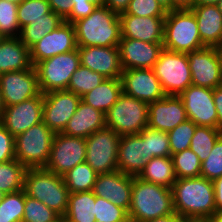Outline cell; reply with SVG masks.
Masks as SVG:
<instances>
[{"label":"cell","mask_w":222,"mask_h":222,"mask_svg":"<svg viewBox=\"0 0 222 222\" xmlns=\"http://www.w3.org/2000/svg\"><path fill=\"white\" fill-rule=\"evenodd\" d=\"M172 189L132 176V193L128 217L143 222L174 214Z\"/></svg>","instance_id":"cell-2"},{"label":"cell","mask_w":222,"mask_h":222,"mask_svg":"<svg viewBox=\"0 0 222 222\" xmlns=\"http://www.w3.org/2000/svg\"><path fill=\"white\" fill-rule=\"evenodd\" d=\"M92 192L95 196L113 202L128 213L131 203L132 176L118 170L98 174Z\"/></svg>","instance_id":"cell-22"},{"label":"cell","mask_w":222,"mask_h":222,"mask_svg":"<svg viewBox=\"0 0 222 222\" xmlns=\"http://www.w3.org/2000/svg\"><path fill=\"white\" fill-rule=\"evenodd\" d=\"M76 49L74 25L64 21L30 48L31 63L35 66L47 58Z\"/></svg>","instance_id":"cell-16"},{"label":"cell","mask_w":222,"mask_h":222,"mask_svg":"<svg viewBox=\"0 0 222 222\" xmlns=\"http://www.w3.org/2000/svg\"><path fill=\"white\" fill-rule=\"evenodd\" d=\"M219 0H195L194 5H216Z\"/></svg>","instance_id":"cell-56"},{"label":"cell","mask_w":222,"mask_h":222,"mask_svg":"<svg viewBox=\"0 0 222 222\" xmlns=\"http://www.w3.org/2000/svg\"><path fill=\"white\" fill-rule=\"evenodd\" d=\"M55 133L40 122L15 136V159L29 168H45Z\"/></svg>","instance_id":"cell-6"},{"label":"cell","mask_w":222,"mask_h":222,"mask_svg":"<svg viewBox=\"0 0 222 222\" xmlns=\"http://www.w3.org/2000/svg\"><path fill=\"white\" fill-rule=\"evenodd\" d=\"M63 221L96 222L95 194L91 191L70 193Z\"/></svg>","instance_id":"cell-29"},{"label":"cell","mask_w":222,"mask_h":222,"mask_svg":"<svg viewBox=\"0 0 222 222\" xmlns=\"http://www.w3.org/2000/svg\"><path fill=\"white\" fill-rule=\"evenodd\" d=\"M15 159V137L0 123V163Z\"/></svg>","instance_id":"cell-46"},{"label":"cell","mask_w":222,"mask_h":222,"mask_svg":"<svg viewBox=\"0 0 222 222\" xmlns=\"http://www.w3.org/2000/svg\"><path fill=\"white\" fill-rule=\"evenodd\" d=\"M71 3L72 11L64 21L72 24L79 19L87 17L96 8V5L90 0H71Z\"/></svg>","instance_id":"cell-47"},{"label":"cell","mask_w":222,"mask_h":222,"mask_svg":"<svg viewBox=\"0 0 222 222\" xmlns=\"http://www.w3.org/2000/svg\"><path fill=\"white\" fill-rule=\"evenodd\" d=\"M25 206V190L5 194L0 201V222H22Z\"/></svg>","instance_id":"cell-36"},{"label":"cell","mask_w":222,"mask_h":222,"mask_svg":"<svg viewBox=\"0 0 222 222\" xmlns=\"http://www.w3.org/2000/svg\"><path fill=\"white\" fill-rule=\"evenodd\" d=\"M213 101L218 116V129L222 132V85L213 89Z\"/></svg>","instance_id":"cell-49"},{"label":"cell","mask_w":222,"mask_h":222,"mask_svg":"<svg viewBox=\"0 0 222 222\" xmlns=\"http://www.w3.org/2000/svg\"><path fill=\"white\" fill-rule=\"evenodd\" d=\"M222 135L218 128L197 126L192 137L190 148L201 163L206 160L217 139Z\"/></svg>","instance_id":"cell-35"},{"label":"cell","mask_w":222,"mask_h":222,"mask_svg":"<svg viewBox=\"0 0 222 222\" xmlns=\"http://www.w3.org/2000/svg\"><path fill=\"white\" fill-rule=\"evenodd\" d=\"M24 190L27 196L39 200L63 218L70 195L63 176L45 168H29L25 174Z\"/></svg>","instance_id":"cell-4"},{"label":"cell","mask_w":222,"mask_h":222,"mask_svg":"<svg viewBox=\"0 0 222 222\" xmlns=\"http://www.w3.org/2000/svg\"><path fill=\"white\" fill-rule=\"evenodd\" d=\"M196 127L197 125L191 120H187L167 132L171 155L190 148Z\"/></svg>","instance_id":"cell-41"},{"label":"cell","mask_w":222,"mask_h":222,"mask_svg":"<svg viewBox=\"0 0 222 222\" xmlns=\"http://www.w3.org/2000/svg\"><path fill=\"white\" fill-rule=\"evenodd\" d=\"M157 2L161 5V7H162L166 12H171V11H173V3H172V0H157Z\"/></svg>","instance_id":"cell-55"},{"label":"cell","mask_w":222,"mask_h":222,"mask_svg":"<svg viewBox=\"0 0 222 222\" xmlns=\"http://www.w3.org/2000/svg\"><path fill=\"white\" fill-rule=\"evenodd\" d=\"M143 222H180V216H178L176 213L171 215H166L163 217H157L154 219H149Z\"/></svg>","instance_id":"cell-53"},{"label":"cell","mask_w":222,"mask_h":222,"mask_svg":"<svg viewBox=\"0 0 222 222\" xmlns=\"http://www.w3.org/2000/svg\"><path fill=\"white\" fill-rule=\"evenodd\" d=\"M77 46H118L121 39L119 15L104 6H96L85 18L73 23Z\"/></svg>","instance_id":"cell-3"},{"label":"cell","mask_w":222,"mask_h":222,"mask_svg":"<svg viewBox=\"0 0 222 222\" xmlns=\"http://www.w3.org/2000/svg\"><path fill=\"white\" fill-rule=\"evenodd\" d=\"M64 20L52 10L44 18L35 20L21 28L20 40L30 49L40 41L45 34L55 30Z\"/></svg>","instance_id":"cell-31"},{"label":"cell","mask_w":222,"mask_h":222,"mask_svg":"<svg viewBox=\"0 0 222 222\" xmlns=\"http://www.w3.org/2000/svg\"><path fill=\"white\" fill-rule=\"evenodd\" d=\"M5 194H3L1 191H0V201L3 199Z\"/></svg>","instance_id":"cell-64"},{"label":"cell","mask_w":222,"mask_h":222,"mask_svg":"<svg viewBox=\"0 0 222 222\" xmlns=\"http://www.w3.org/2000/svg\"><path fill=\"white\" fill-rule=\"evenodd\" d=\"M197 21L202 43L206 47H215L222 35V13L216 5H194L190 9Z\"/></svg>","instance_id":"cell-26"},{"label":"cell","mask_w":222,"mask_h":222,"mask_svg":"<svg viewBox=\"0 0 222 222\" xmlns=\"http://www.w3.org/2000/svg\"><path fill=\"white\" fill-rule=\"evenodd\" d=\"M27 168L16 159L0 163V191L3 194L24 189Z\"/></svg>","instance_id":"cell-32"},{"label":"cell","mask_w":222,"mask_h":222,"mask_svg":"<svg viewBox=\"0 0 222 222\" xmlns=\"http://www.w3.org/2000/svg\"><path fill=\"white\" fill-rule=\"evenodd\" d=\"M51 10L65 20L72 11L71 0H48Z\"/></svg>","instance_id":"cell-48"},{"label":"cell","mask_w":222,"mask_h":222,"mask_svg":"<svg viewBox=\"0 0 222 222\" xmlns=\"http://www.w3.org/2000/svg\"><path fill=\"white\" fill-rule=\"evenodd\" d=\"M17 4L0 0V32L5 37H19L21 28L17 17Z\"/></svg>","instance_id":"cell-42"},{"label":"cell","mask_w":222,"mask_h":222,"mask_svg":"<svg viewBox=\"0 0 222 222\" xmlns=\"http://www.w3.org/2000/svg\"><path fill=\"white\" fill-rule=\"evenodd\" d=\"M22 222H63V218L39 200L27 196L25 192Z\"/></svg>","instance_id":"cell-39"},{"label":"cell","mask_w":222,"mask_h":222,"mask_svg":"<svg viewBox=\"0 0 222 222\" xmlns=\"http://www.w3.org/2000/svg\"><path fill=\"white\" fill-rule=\"evenodd\" d=\"M215 48L222 54V35L218 44L215 46Z\"/></svg>","instance_id":"cell-60"},{"label":"cell","mask_w":222,"mask_h":222,"mask_svg":"<svg viewBox=\"0 0 222 222\" xmlns=\"http://www.w3.org/2000/svg\"><path fill=\"white\" fill-rule=\"evenodd\" d=\"M139 134L143 137L144 142H146L147 160L153 157L171 156L167 132L146 127Z\"/></svg>","instance_id":"cell-38"},{"label":"cell","mask_w":222,"mask_h":222,"mask_svg":"<svg viewBox=\"0 0 222 222\" xmlns=\"http://www.w3.org/2000/svg\"><path fill=\"white\" fill-rule=\"evenodd\" d=\"M80 65L78 49L38 62L34 67L41 93L67 90L72 74Z\"/></svg>","instance_id":"cell-9"},{"label":"cell","mask_w":222,"mask_h":222,"mask_svg":"<svg viewBox=\"0 0 222 222\" xmlns=\"http://www.w3.org/2000/svg\"><path fill=\"white\" fill-rule=\"evenodd\" d=\"M201 176L211 181L222 176V135L215 142L209 157L201 163Z\"/></svg>","instance_id":"cell-44"},{"label":"cell","mask_w":222,"mask_h":222,"mask_svg":"<svg viewBox=\"0 0 222 222\" xmlns=\"http://www.w3.org/2000/svg\"><path fill=\"white\" fill-rule=\"evenodd\" d=\"M192 85L214 89L222 85V54L215 47L187 53Z\"/></svg>","instance_id":"cell-12"},{"label":"cell","mask_w":222,"mask_h":222,"mask_svg":"<svg viewBox=\"0 0 222 222\" xmlns=\"http://www.w3.org/2000/svg\"><path fill=\"white\" fill-rule=\"evenodd\" d=\"M105 127V114L81 100L76 112L61 133L86 139L94 132Z\"/></svg>","instance_id":"cell-25"},{"label":"cell","mask_w":222,"mask_h":222,"mask_svg":"<svg viewBox=\"0 0 222 222\" xmlns=\"http://www.w3.org/2000/svg\"><path fill=\"white\" fill-rule=\"evenodd\" d=\"M106 78L87 67L80 65L72 74L67 90L78 95L80 98L99 86Z\"/></svg>","instance_id":"cell-34"},{"label":"cell","mask_w":222,"mask_h":222,"mask_svg":"<svg viewBox=\"0 0 222 222\" xmlns=\"http://www.w3.org/2000/svg\"><path fill=\"white\" fill-rule=\"evenodd\" d=\"M171 158L177 179L201 176V161L191 149L173 154Z\"/></svg>","instance_id":"cell-37"},{"label":"cell","mask_w":222,"mask_h":222,"mask_svg":"<svg viewBox=\"0 0 222 222\" xmlns=\"http://www.w3.org/2000/svg\"><path fill=\"white\" fill-rule=\"evenodd\" d=\"M4 110H5V105H4L3 97L0 91V119L2 118Z\"/></svg>","instance_id":"cell-58"},{"label":"cell","mask_w":222,"mask_h":222,"mask_svg":"<svg viewBox=\"0 0 222 222\" xmlns=\"http://www.w3.org/2000/svg\"><path fill=\"white\" fill-rule=\"evenodd\" d=\"M9 2L15 3V4H20L23 0H7Z\"/></svg>","instance_id":"cell-62"},{"label":"cell","mask_w":222,"mask_h":222,"mask_svg":"<svg viewBox=\"0 0 222 222\" xmlns=\"http://www.w3.org/2000/svg\"><path fill=\"white\" fill-rule=\"evenodd\" d=\"M180 222H210V217L184 216L180 217Z\"/></svg>","instance_id":"cell-54"},{"label":"cell","mask_w":222,"mask_h":222,"mask_svg":"<svg viewBox=\"0 0 222 222\" xmlns=\"http://www.w3.org/2000/svg\"><path fill=\"white\" fill-rule=\"evenodd\" d=\"M82 66L105 78L120 79L123 72L118 46H77Z\"/></svg>","instance_id":"cell-19"},{"label":"cell","mask_w":222,"mask_h":222,"mask_svg":"<svg viewBox=\"0 0 222 222\" xmlns=\"http://www.w3.org/2000/svg\"><path fill=\"white\" fill-rule=\"evenodd\" d=\"M121 93V80L106 78L99 86L83 95L81 100L105 114L117 102Z\"/></svg>","instance_id":"cell-28"},{"label":"cell","mask_w":222,"mask_h":222,"mask_svg":"<svg viewBox=\"0 0 222 222\" xmlns=\"http://www.w3.org/2000/svg\"><path fill=\"white\" fill-rule=\"evenodd\" d=\"M81 98L68 90L43 94V122L54 133H60L72 118Z\"/></svg>","instance_id":"cell-13"},{"label":"cell","mask_w":222,"mask_h":222,"mask_svg":"<svg viewBox=\"0 0 222 222\" xmlns=\"http://www.w3.org/2000/svg\"><path fill=\"white\" fill-rule=\"evenodd\" d=\"M204 47L206 46L200 39L196 17L190 9L167 12L163 48L187 54Z\"/></svg>","instance_id":"cell-5"},{"label":"cell","mask_w":222,"mask_h":222,"mask_svg":"<svg viewBox=\"0 0 222 222\" xmlns=\"http://www.w3.org/2000/svg\"><path fill=\"white\" fill-rule=\"evenodd\" d=\"M96 222H130L128 213L113 202L95 196Z\"/></svg>","instance_id":"cell-43"},{"label":"cell","mask_w":222,"mask_h":222,"mask_svg":"<svg viewBox=\"0 0 222 222\" xmlns=\"http://www.w3.org/2000/svg\"><path fill=\"white\" fill-rule=\"evenodd\" d=\"M188 120L184 103L179 96L165 95L148 105V127L169 132Z\"/></svg>","instance_id":"cell-20"},{"label":"cell","mask_w":222,"mask_h":222,"mask_svg":"<svg viewBox=\"0 0 222 222\" xmlns=\"http://www.w3.org/2000/svg\"><path fill=\"white\" fill-rule=\"evenodd\" d=\"M121 65L127 69H152L163 49V42L121 38L118 44Z\"/></svg>","instance_id":"cell-21"},{"label":"cell","mask_w":222,"mask_h":222,"mask_svg":"<svg viewBox=\"0 0 222 222\" xmlns=\"http://www.w3.org/2000/svg\"><path fill=\"white\" fill-rule=\"evenodd\" d=\"M121 135L111 128H103L86 138L85 162L98 174L118 170V147Z\"/></svg>","instance_id":"cell-10"},{"label":"cell","mask_w":222,"mask_h":222,"mask_svg":"<svg viewBox=\"0 0 222 222\" xmlns=\"http://www.w3.org/2000/svg\"><path fill=\"white\" fill-rule=\"evenodd\" d=\"M131 0H106L105 6L117 13L118 15L125 13Z\"/></svg>","instance_id":"cell-50"},{"label":"cell","mask_w":222,"mask_h":222,"mask_svg":"<svg viewBox=\"0 0 222 222\" xmlns=\"http://www.w3.org/2000/svg\"><path fill=\"white\" fill-rule=\"evenodd\" d=\"M98 173L88 163L76 165L63 175L66 187L70 193L91 191Z\"/></svg>","instance_id":"cell-33"},{"label":"cell","mask_w":222,"mask_h":222,"mask_svg":"<svg viewBox=\"0 0 222 222\" xmlns=\"http://www.w3.org/2000/svg\"><path fill=\"white\" fill-rule=\"evenodd\" d=\"M120 80L123 93L148 104L165 96L153 69L123 70Z\"/></svg>","instance_id":"cell-18"},{"label":"cell","mask_w":222,"mask_h":222,"mask_svg":"<svg viewBox=\"0 0 222 222\" xmlns=\"http://www.w3.org/2000/svg\"><path fill=\"white\" fill-rule=\"evenodd\" d=\"M152 69L167 96H179L192 85V74L186 53L163 48Z\"/></svg>","instance_id":"cell-7"},{"label":"cell","mask_w":222,"mask_h":222,"mask_svg":"<svg viewBox=\"0 0 222 222\" xmlns=\"http://www.w3.org/2000/svg\"><path fill=\"white\" fill-rule=\"evenodd\" d=\"M216 6L218 7V10L222 13V0H219Z\"/></svg>","instance_id":"cell-61"},{"label":"cell","mask_w":222,"mask_h":222,"mask_svg":"<svg viewBox=\"0 0 222 222\" xmlns=\"http://www.w3.org/2000/svg\"><path fill=\"white\" fill-rule=\"evenodd\" d=\"M43 121V94L5 107L0 123L14 137Z\"/></svg>","instance_id":"cell-17"},{"label":"cell","mask_w":222,"mask_h":222,"mask_svg":"<svg viewBox=\"0 0 222 222\" xmlns=\"http://www.w3.org/2000/svg\"><path fill=\"white\" fill-rule=\"evenodd\" d=\"M138 177L147 182L172 188L177 177L171 156L153 157L148 160Z\"/></svg>","instance_id":"cell-30"},{"label":"cell","mask_w":222,"mask_h":222,"mask_svg":"<svg viewBox=\"0 0 222 222\" xmlns=\"http://www.w3.org/2000/svg\"><path fill=\"white\" fill-rule=\"evenodd\" d=\"M195 0H172L173 10L191 9Z\"/></svg>","instance_id":"cell-52"},{"label":"cell","mask_w":222,"mask_h":222,"mask_svg":"<svg viewBox=\"0 0 222 222\" xmlns=\"http://www.w3.org/2000/svg\"><path fill=\"white\" fill-rule=\"evenodd\" d=\"M179 97L184 103L188 120L197 126L218 128L213 89L190 85Z\"/></svg>","instance_id":"cell-15"},{"label":"cell","mask_w":222,"mask_h":222,"mask_svg":"<svg viewBox=\"0 0 222 222\" xmlns=\"http://www.w3.org/2000/svg\"><path fill=\"white\" fill-rule=\"evenodd\" d=\"M216 213H222V176L213 181Z\"/></svg>","instance_id":"cell-51"},{"label":"cell","mask_w":222,"mask_h":222,"mask_svg":"<svg viewBox=\"0 0 222 222\" xmlns=\"http://www.w3.org/2000/svg\"><path fill=\"white\" fill-rule=\"evenodd\" d=\"M0 91L5 107L38 96L41 91L35 67L0 74Z\"/></svg>","instance_id":"cell-14"},{"label":"cell","mask_w":222,"mask_h":222,"mask_svg":"<svg viewBox=\"0 0 222 222\" xmlns=\"http://www.w3.org/2000/svg\"><path fill=\"white\" fill-rule=\"evenodd\" d=\"M120 15L165 17L167 12L161 7L157 0H131L125 13Z\"/></svg>","instance_id":"cell-45"},{"label":"cell","mask_w":222,"mask_h":222,"mask_svg":"<svg viewBox=\"0 0 222 222\" xmlns=\"http://www.w3.org/2000/svg\"><path fill=\"white\" fill-rule=\"evenodd\" d=\"M210 222H222V213H215L210 216Z\"/></svg>","instance_id":"cell-57"},{"label":"cell","mask_w":222,"mask_h":222,"mask_svg":"<svg viewBox=\"0 0 222 222\" xmlns=\"http://www.w3.org/2000/svg\"><path fill=\"white\" fill-rule=\"evenodd\" d=\"M51 11L48 0H23L17 6V17L20 28L35 20L44 18Z\"/></svg>","instance_id":"cell-40"},{"label":"cell","mask_w":222,"mask_h":222,"mask_svg":"<svg viewBox=\"0 0 222 222\" xmlns=\"http://www.w3.org/2000/svg\"><path fill=\"white\" fill-rule=\"evenodd\" d=\"M171 189L178 216L210 217L216 213L213 181L202 176L176 179Z\"/></svg>","instance_id":"cell-1"},{"label":"cell","mask_w":222,"mask_h":222,"mask_svg":"<svg viewBox=\"0 0 222 222\" xmlns=\"http://www.w3.org/2000/svg\"><path fill=\"white\" fill-rule=\"evenodd\" d=\"M5 39V36L0 32V43Z\"/></svg>","instance_id":"cell-63"},{"label":"cell","mask_w":222,"mask_h":222,"mask_svg":"<svg viewBox=\"0 0 222 222\" xmlns=\"http://www.w3.org/2000/svg\"><path fill=\"white\" fill-rule=\"evenodd\" d=\"M121 38L145 42H164L165 17L119 15Z\"/></svg>","instance_id":"cell-23"},{"label":"cell","mask_w":222,"mask_h":222,"mask_svg":"<svg viewBox=\"0 0 222 222\" xmlns=\"http://www.w3.org/2000/svg\"><path fill=\"white\" fill-rule=\"evenodd\" d=\"M146 142L140 134L121 136L118 147V171L139 176L147 164Z\"/></svg>","instance_id":"cell-24"},{"label":"cell","mask_w":222,"mask_h":222,"mask_svg":"<svg viewBox=\"0 0 222 222\" xmlns=\"http://www.w3.org/2000/svg\"><path fill=\"white\" fill-rule=\"evenodd\" d=\"M96 6H104L106 0H90Z\"/></svg>","instance_id":"cell-59"},{"label":"cell","mask_w":222,"mask_h":222,"mask_svg":"<svg viewBox=\"0 0 222 222\" xmlns=\"http://www.w3.org/2000/svg\"><path fill=\"white\" fill-rule=\"evenodd\" d=\"M86 159V139L55 133L45 169L63 176Z\"/></svg>","instance_id":"cell-11"},{"label":"cell","mask_w":222,"mask_h":222,"mask_svg":"<svg viewBox=\"0 0 222 222\" xmlns=\"http://www.w3.org/2000/svg\"><path fill=\"white\" fill-rule=\"evenodd\" d=\"M32 67L30 49L19 37H5L0 43V74Z\"/></svg>","instance_id":"cell-27"},{"label":"cell","mask_w":222,"mask_h":222,"mask_svg":"<svg viewBox=\"0 0 222 222\" xmlns=\"http://www.w3.org/2000/svg\"><path fill=\"white\" fill-rule=\"evenodd\" d=\"M148 105L122 92L117 102L105 113L106 127L121 136L139 134L148 127Z\"/></svg>","instance_id":"cell-8"}]
</instances>
